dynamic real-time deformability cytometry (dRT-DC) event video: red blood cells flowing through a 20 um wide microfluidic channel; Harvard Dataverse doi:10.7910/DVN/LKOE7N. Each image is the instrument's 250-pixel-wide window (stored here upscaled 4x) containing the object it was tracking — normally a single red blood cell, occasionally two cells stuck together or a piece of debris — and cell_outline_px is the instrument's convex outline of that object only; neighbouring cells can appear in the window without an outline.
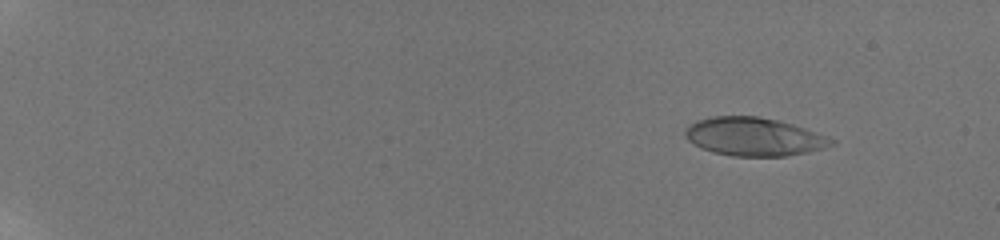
{"species": "human", "species_latin": "Homo sapiens", "temperature_condition": "room temperature", "stored_images_in_passage": 43, "camera_frame_rate_fps": 3000, "um_per_image_px": 0.085, "donor": {"sex": "male"}, "frame": {"image": 1, "passage_image": 6, "time_ms": 2.333, "image_size_px": [1000, 240], "cell_outline_px": [[836, 144], [824, 148], [808, 152], [788, 156], [732, 156], [712, 152], [700, 148], [688, 140], [684, 136], [684, 128], [696, 120], [712, 116], [760, 116], [792, 124], [828, 136], [836, 140]], "centroid_in_image_um": [64.07, 11.62], "position_along_channel_um": 20.9, "area_um2": 32.95}}
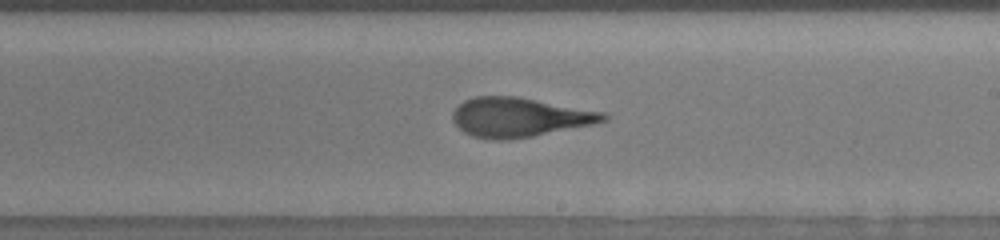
{"frame": {"image": 2, "passage_image": 28, "time_ms": 12.667, "image_size_px": [1000, 240], "cell_outline_px": [[608, 120], [592, 124], [532, 136], [508, 140], [492, 140], [472, 136], [464, 132], [452, 120], [452, 112], [464, 100], [476, 96], [516, 96], [604, 112], [608, 116]], "centroid_in_image_um": [44.12, 9.97], "position_along_channel_um": 244.9, "area_um2": 34.33}}
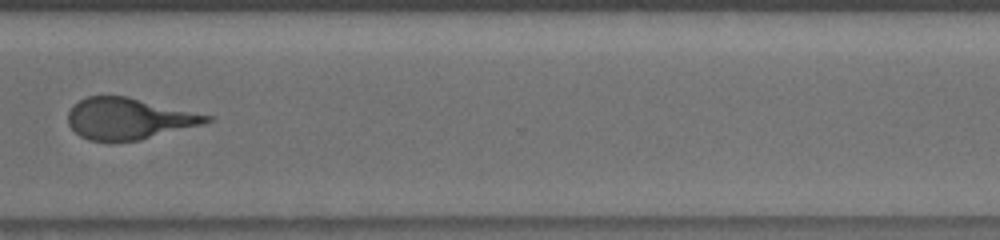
{"frame": {"image": 3, "passage_image": 34, "time_ms": 15.667, "image_size_px": [1000, 240], "cell_outline_px": [[212, 120], [200, 124], [140, 140], [88, 140], [80, 136], [68, 124], [68, 112], [72, 104], [88, 96], [128, 96], [212, 116]], "centroid_in_image_um": [10.89, 10.06], "position_along_channel_um": 359.7, "area_um2": 32.89}, "authors_computed_cell_mechanics": {"area_um2": 33.2928, "velocity_mm_per_s": 3.8429, "shape_relaxation_time_tau1_ms": 3.5471, "shape_relaxation_time_tau2_ms": 1.1879, "deformation_change_tau1": 0.2143, "deformation_change_tau2": 0.1182}}